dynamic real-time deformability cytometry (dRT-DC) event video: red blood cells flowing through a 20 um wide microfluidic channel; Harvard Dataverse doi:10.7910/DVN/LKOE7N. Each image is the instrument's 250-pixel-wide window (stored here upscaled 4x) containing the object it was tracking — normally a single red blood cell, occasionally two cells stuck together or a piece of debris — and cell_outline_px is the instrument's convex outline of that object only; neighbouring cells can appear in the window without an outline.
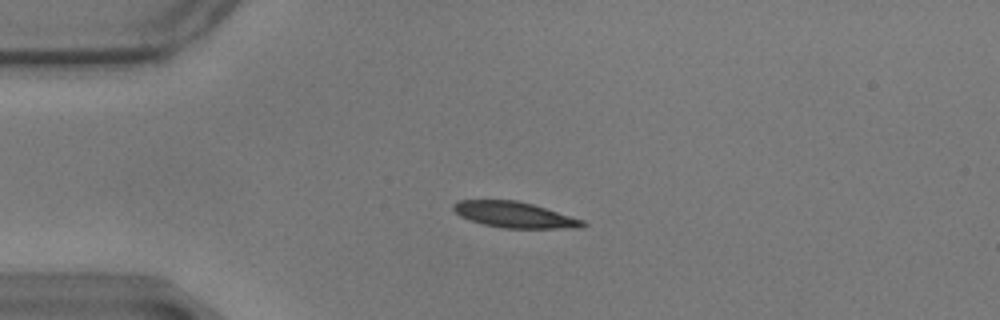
{"species": "common noctule bat (a hibernating species)", "species_latin": "Nyctalus noctula", "temperature_condition": "warm", "stored_images_in_passage": 57, "camera_frame_rate_fps": 3000, "um_per_image_px": 0.085, "animal": {"sex": "male", "body_mass_g": 17.9}, "frame": {"image": 1, "passage_image": 13, "time_ms": 4.0, "image_size_px": [1000, 320], "cell_outline_px": [[588, 224], [580, 228], [504, 228], [484, 224], [460, 216], [452, 208], [452, 204], [460, 200], [516, 200], [532, 204], [584, 220]], "centroid_in_image_um": [43.74, 18.25], "position_along_channel_um": 41.3, "area_um2": 19.31}}
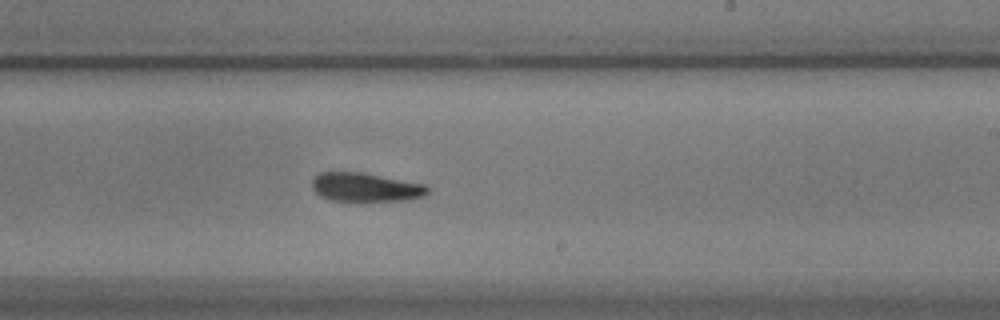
{"frame": {"image": 2, "passage_image": 34, "time_ms": 11.0, "image_size_px": [1000, 320], "cell_outline_px": [[428, 192], [424, 196], [408, 200], [332, 200], [320, 196], [312, 188], [312, 180], [320, 172], [360, 172], [424, 184], [428, 188]], "centroid_in_image_um": [31.06, 15.91], "position_along_channel_um": 257.9, "area_um2": 19.02}}
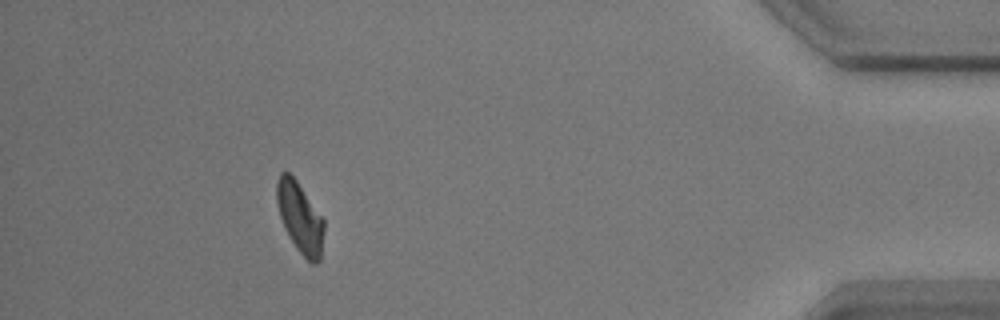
{"frame": {"image": 3, "passage_image": 52, "time_ms": 17.0, "image_size_px": [1000, 320], "cell_outline_px": [[324, 232], [320, 260], [316, 264], [312, 264], [296, 248], [288, 236], [284, 228], [280, 216], [276, 200], [276, 180], [280, 172], [288, 172], [296, 180], [324, 220]], "centroid_in_image_um": [25.48, 18.5], "position_along_channel_um": 409.7, "area_um2": 19.36}, "authors_computed_cell_mechanics": {"area_um2": 19.7676, "velocity_mm_per_s": 3.4521, "shape_relaxation_time_tau1_ms": 4.5883, "shape_relaxation_time_tau2_ms": 7.6499, "deformation_change_tau1": 0.1498, "deformation_change_tau2": 0.1193}}